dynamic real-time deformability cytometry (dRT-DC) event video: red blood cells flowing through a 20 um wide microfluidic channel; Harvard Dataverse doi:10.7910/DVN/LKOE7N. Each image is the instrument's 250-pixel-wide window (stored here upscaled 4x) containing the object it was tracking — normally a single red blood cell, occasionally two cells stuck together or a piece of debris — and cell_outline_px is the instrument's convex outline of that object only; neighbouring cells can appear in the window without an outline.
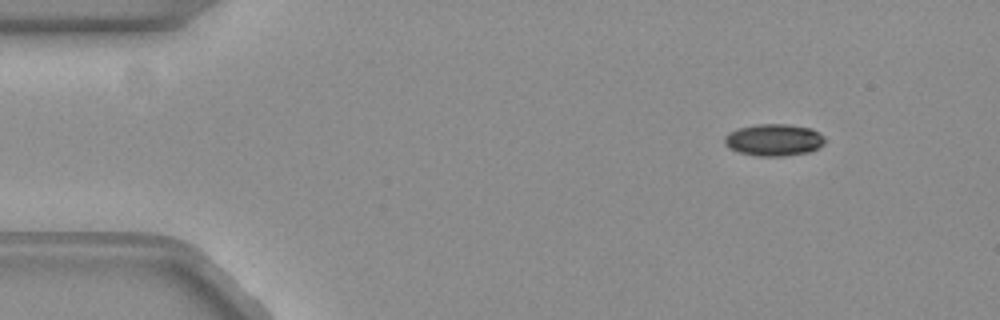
{"species": "common noctule bat (a hibernating species)", "species_latin": "Nyctalus noctula", "temperature_condition": "warm", "stored_images_in_passage": 6, "camera_frame_rate_fps": 3000, "um_per_image_px": 0.085, "animal": {"sex": "female", "body_mass_g": 19.3, "forearm_length_mm": 54.1}, "frame": {"image": 1, "passage_image": 1, "time_ms": 0.0, "image_size_px": [1000, 320], "cell_outline_px": [[824, 144], [808, 152], [784, 156], [760, 156], [740, 152], [732, 148], [724, 140], [724, 136], [728, 132], [740, 128], [756, 124], [784, 124], [812, 128], [824, 136]], "centroid_in_image_um": [65.8, 11.88], "position_along_channel_um": 19.2, "area_um2": 18.38}}